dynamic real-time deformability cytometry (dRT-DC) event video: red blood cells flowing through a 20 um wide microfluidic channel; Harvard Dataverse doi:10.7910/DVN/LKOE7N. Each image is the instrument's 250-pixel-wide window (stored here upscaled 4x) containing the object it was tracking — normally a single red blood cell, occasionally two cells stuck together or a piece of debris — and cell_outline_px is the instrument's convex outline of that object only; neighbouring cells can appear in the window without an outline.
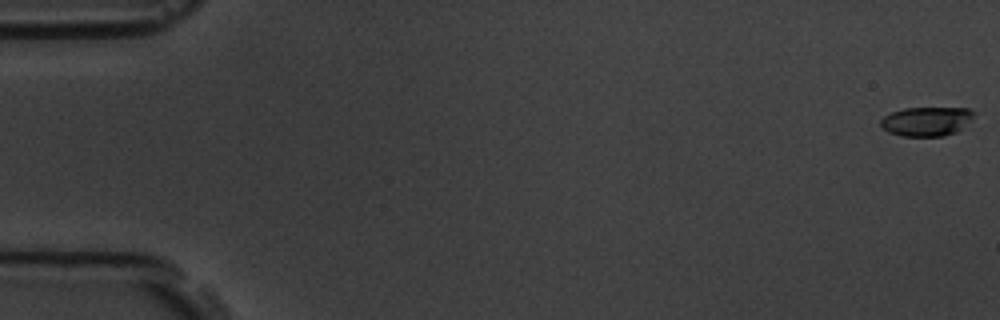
{"species": "common noctule bat (a hibernating species)", "species_latin": "Nyctalus noctula", "temperature_condition": "room temperature", "stored_images_in_passage": 8, "camera_frame_rate_fps": 3000, "um_per_image_px": 0.085, "animal": {"sex": "male", "body_mass_g": 19.5, "forearm_length_mm": 54.6}, "frame": {"image": 1, "passage_image": 1, "time_ms": 0.0, "image_size_px": [1000, 320], "cell_outline_px": [[976, 112], [956, 132], [944, 136], [900, 136], [888, 132], [880, 124], [880, 120], [884, 116], [892, 112], [904, 108], [968, 108]], "centroid_in_image_um": [78.71, 10.31], "position_along_channel_um": 6.3, "area_um2": 15.66}}